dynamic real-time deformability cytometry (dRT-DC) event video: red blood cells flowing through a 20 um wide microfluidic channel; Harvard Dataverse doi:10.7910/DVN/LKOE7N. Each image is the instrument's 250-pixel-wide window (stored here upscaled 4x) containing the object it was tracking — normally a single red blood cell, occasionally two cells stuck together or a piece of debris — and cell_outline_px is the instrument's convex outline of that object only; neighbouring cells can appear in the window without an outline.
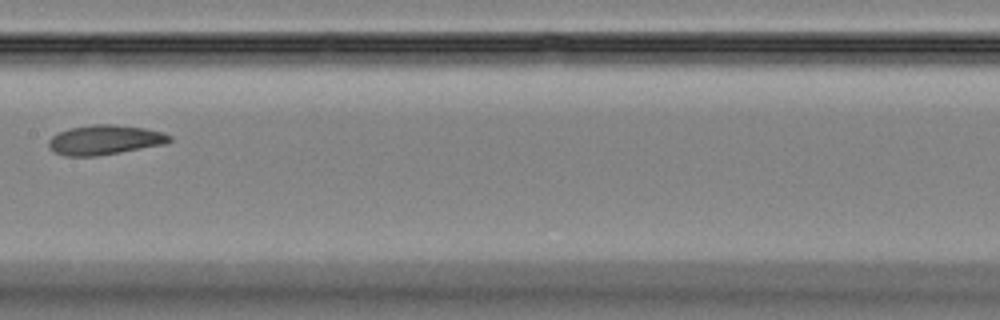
{"species": "Egyptian fruit bat (a non-hibernating species)", "species_latin": "Rousettus aegyptiacus", "temperature_condition": "room temperature", "stored_images_in_passage": 7, "camera_frame_rate_fps": 3000, "um_per_image_px": 0.085, "animal": {"sex": "female"}, "frame": {"image": 1, "passage_image": 7, "time_ms": 7.667, "image_size_px": [1000, 320], "cell_outline_px": [[172, 140], [168, 144], [96, 156], [64, 156], [52, 152], [48, 148], [48, 140], [56, 132], [68, 128], [92, 124], [112, 124], [144, 128], [164, 132], [172, 136]], "centroid_in_image_um": [8.89, 11.89], "position_along_channel_um": 198.5, "area_um2": 21.33}}